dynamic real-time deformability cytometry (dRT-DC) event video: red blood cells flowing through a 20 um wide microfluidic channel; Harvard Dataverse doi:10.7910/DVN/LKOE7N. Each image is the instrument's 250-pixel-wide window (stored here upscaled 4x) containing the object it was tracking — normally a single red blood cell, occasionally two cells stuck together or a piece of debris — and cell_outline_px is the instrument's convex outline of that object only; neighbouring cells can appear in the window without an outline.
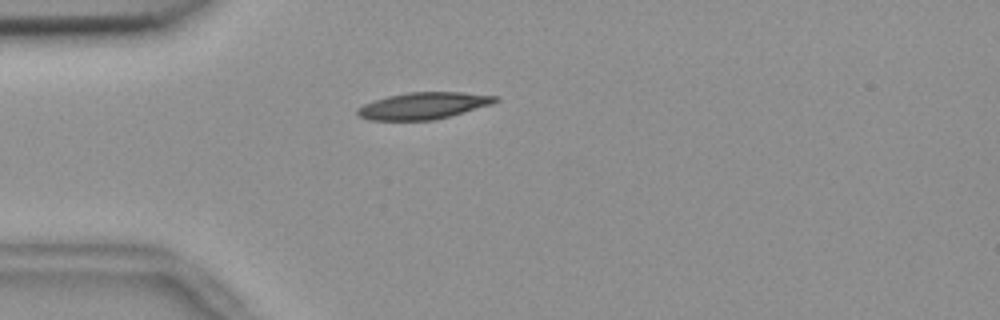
{"species": "common noctule bat (a hibernating species)", "species_latin": "Nyctalus noctula", "temperature_condition": "room temperature", "stored_images_in_passage": 41, "camera_frame_rate_fps": 3000, "um_per_image_px": 0.085, "animal": {"sex": "female", "body_mass_g": 18.4}, "frame": {"image": 1, "passage_image": 1, "time_ms": 0.0, "image_size_px": [1000, 320], "cell_outline_px": [[500, 100], [492, 104], [448, 116], [432, 120], [368, 120], [356, 116], [356, 108], [364, 104], [388, 96], [408, 92], [464, 92], [500, 96]], "centroid_in_image_um": [35.98, 8.98], "position_along_channel_um": 49.0, "area_um2": 21.5}}
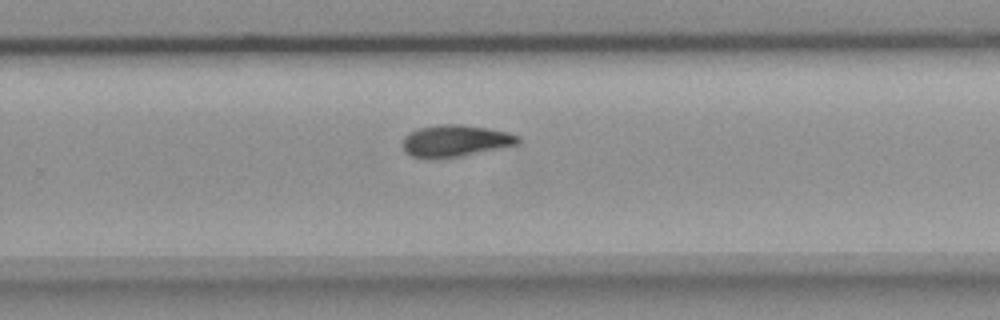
{"frame": {"image": 2, "passage_image": 22, "time_ms": 7.0, "image_size_px": [1000, 320], "cell_outline_px": [[520, 144], [460, 156], [412, 156], [404, 152], [404, 136], [408, 132], [416, 128], [440, 124], [460, 124], [488, 128], [508, 132], [520, 136]], "centroid_in_image_um": [38.74, 11.93], "position_along_channel_um": 291.1, "area_um2": 20.98}}
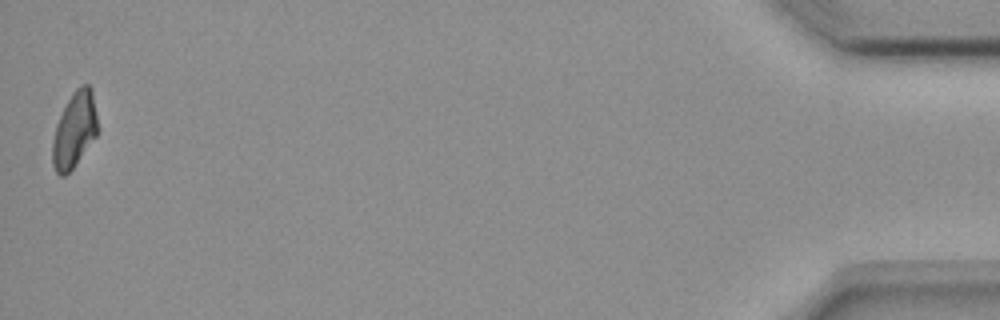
{"frame": {"image": 3, "passage_image": 41, "time_ms": 13.333, "image_size_px": [1000, 320], "cell_outline_px": [[100, 128], [96, 136], [72, 168], [64, 176], [60, 176], [56, 172], [52, 164], [52, 140], [56, 124], [72, 92], [80, 84], [88, 84], [92, 88]], "centroid_in_image_um": [6.35, 11.0], "position_along_channel_um": 428.8, "area_um2": 20.11}, "authors_computed_cell_mechanics": {"area_um2": 21.097, "velocity_mm_per_s": 3.6468, "shape_relaxation_time_tau1_ms": 6.9253, "shape_relaxation_time_tau2_ms": 11.0104, "deformation_change_tau1": 0.1771, "deformation_change_tau2": 0.1679}}